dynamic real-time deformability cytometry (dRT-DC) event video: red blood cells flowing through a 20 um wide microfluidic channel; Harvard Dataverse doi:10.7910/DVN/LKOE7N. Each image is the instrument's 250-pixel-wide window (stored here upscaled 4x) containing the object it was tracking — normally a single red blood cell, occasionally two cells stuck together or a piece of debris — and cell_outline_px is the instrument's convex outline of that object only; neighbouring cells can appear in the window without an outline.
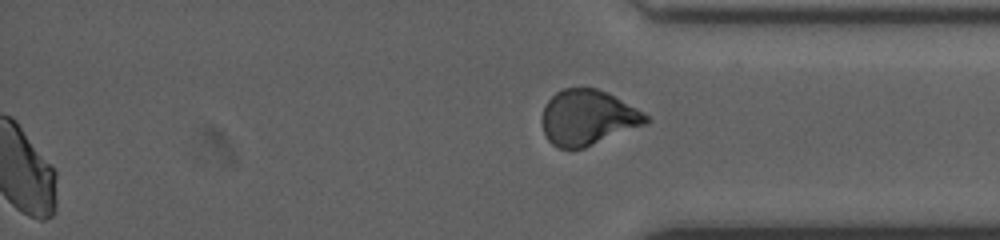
{"species": "human", "species_latin": "Homo sapiens", "temperature_condition": "cold", "stored_images_in_passage": 42, "segment_of_instrument_passage": [2, 2], "camera_frame_rate_fps": 3000, "um_per_image_px": 0.085, "donor": {"sex": "female"}, "frame": {"image": 1, "passage_image": 42, "time_ms": 13.667, "image_size_px": [1000, 240], "cell_outline_px": [[652, 120], [648, 124], [584, 148], [560, 148], [552, 144], [548, 140], [544, 132], [540, 120], [544, 108], [548, 100], [556, 92], [564, 88], [596, 88], [608, 92], [644, 112]], "centroid_in_image_um": [49.99, 9.99], "position_along_channel_um": 385.2, "area_um2": 33.76}}